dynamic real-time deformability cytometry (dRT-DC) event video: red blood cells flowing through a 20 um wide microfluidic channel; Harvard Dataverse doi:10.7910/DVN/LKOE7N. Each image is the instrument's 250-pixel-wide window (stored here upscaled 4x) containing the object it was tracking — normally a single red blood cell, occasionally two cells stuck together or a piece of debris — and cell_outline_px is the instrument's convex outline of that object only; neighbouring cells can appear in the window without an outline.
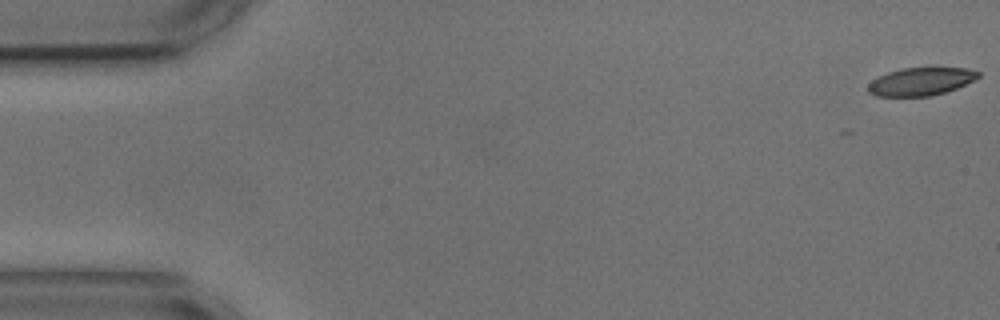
{"species": "common noctule bat (a hibernating species)", "species_latin": "Nyctalus noctula", "temperature_condition": "cold", "stored_images_in_passage": 10, "camera_frame_rate_fps": 3000, "um_per_image_px": 0.085, "animal": {"sex": "male", "body_mass_g": 17.9, "forearm_length_mm": 54.2}, "frame": {"image": 1, "passage_image": 1, "time_ms": 0.0, "image_size_px": [1000, 320], "cell_outline_px": [[980, 76], [956, 88], [944, 92], [928, 96], [876, 96], [868, 92], [868, 84], [872, 80], [888, 72], [904, 68], [932, 64], [964, 68], [980, 72]], "centroid_in_image_um": [78.29, 6.87], "position_along_channel_um": 6.7, "area_um2": 18.44}}